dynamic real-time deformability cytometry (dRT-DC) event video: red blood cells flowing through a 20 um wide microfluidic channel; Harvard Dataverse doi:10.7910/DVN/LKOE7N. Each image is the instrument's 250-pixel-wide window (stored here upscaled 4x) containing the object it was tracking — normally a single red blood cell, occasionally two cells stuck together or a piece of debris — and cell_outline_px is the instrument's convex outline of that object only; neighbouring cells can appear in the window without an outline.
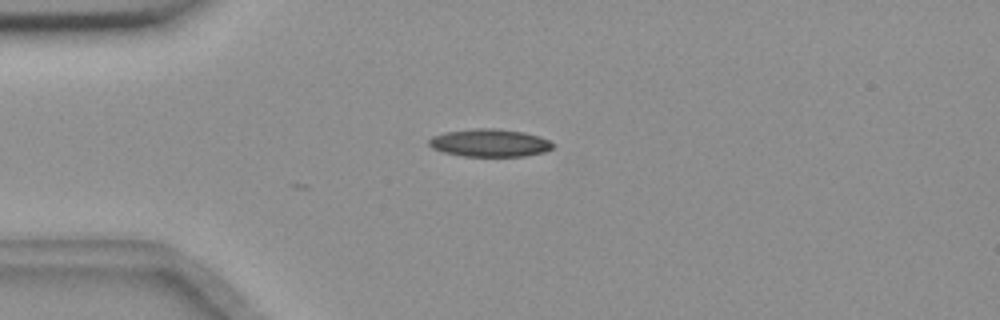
{"species": "common noctule bat (a hibernating species)", "species_latin": "Nyctalus noctula", "temperature_condition": "room temperature", "stored_images_in_passage": 5, "camera_frame_rate_fps": 3000, "um_per_image_px": 0.085, "animal": {"sex": "female", "body_mass_g": 18.4}, "frame": {"image": 1, "passage_image": 5, "time_ms": 1.333, "image_size_px": [1000, 320], "cell_outline_px": [[556, 144], [552, 148], [544, 152], [524, 156], [464, 156], [444, 152], [432, 148], [428, 144], [428, 140], [432, 136], [448, 132], [476, 128], [496, 128], [524, 132], [540, 136]], "centroid_in_image_um": [41.65, 12.14], "position_along_channel_um": 43.4, "area_um2": 20.0}}